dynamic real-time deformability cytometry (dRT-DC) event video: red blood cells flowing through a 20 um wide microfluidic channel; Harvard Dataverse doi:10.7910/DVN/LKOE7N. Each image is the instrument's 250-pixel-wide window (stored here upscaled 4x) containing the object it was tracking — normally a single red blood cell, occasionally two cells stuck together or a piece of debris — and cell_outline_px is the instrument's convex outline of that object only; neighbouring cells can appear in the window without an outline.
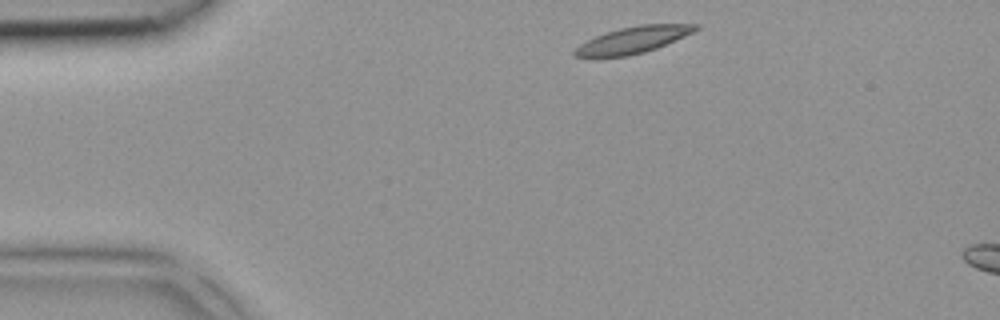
{"species": "common noctule bat (a hibernating species)", "species_latin": "Nyctalus noctula", "temperature_condition": "room temperature", "stored_images_in_passage": 3, "segment_of_instrument_passage": [1, 2], "camera_frame_rate_fps": 3000, "um_per_image_px": 0.085, "animal": {"sex": "female", "body_mass_g": 18.4}, "frame": {"image": 1, "passage_image": 1, "time_ms": 0.0, "image_size_px": [1000, 320], "cell_outline_px": [[700, 28], [676, 40], [656, 48], [644, 52], [628, 56], [592, 60], [588, 60], [572, 56], [572, 52], [580, 44], [604, 32], [620, 28], [640, 24], [700, 24]], "centroid_in_image_um": [53.69, 3.44], "position_along_channel_um": 31.3, "area_um2": 19.36}}